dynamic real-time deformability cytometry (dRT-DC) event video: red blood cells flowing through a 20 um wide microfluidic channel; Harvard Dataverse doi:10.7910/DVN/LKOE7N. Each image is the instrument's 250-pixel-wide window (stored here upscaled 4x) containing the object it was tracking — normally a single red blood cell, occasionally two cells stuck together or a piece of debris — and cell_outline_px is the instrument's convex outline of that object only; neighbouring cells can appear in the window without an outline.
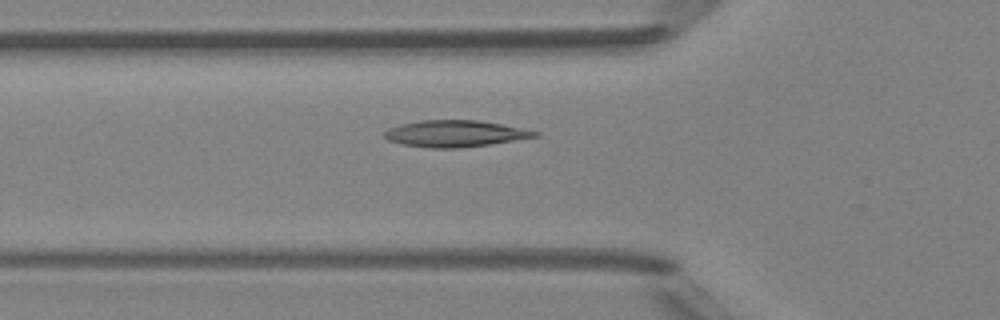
{"species": "Egyptian fruit bat (a non-hibernating species)", "species_latin": "Rousettus aegyptiacus", "temperature_condition": "room temperature", "stored_images_in_passage": 33, "camera_frame_rate_fps": 3000, "um_per_image_px": 0.085, "animal": {"sex": "female"}, "frame": {"image": 1, "passage_image": 2, "time_ms": 0.333, "image_size_px": [1000, 320], "cell_outline_px": [[540, 136], [488, 144], [456, 148], [432, 148], [404, 144], [388, 140], [384, 136], [384, 132], [388, 128], [400, 124], [420, 120], [476, 120], [500, 124], [540, 132]], "centroid_in_image_um": [38.65, 11.35], "position_along_channel_um": 87.1, "area_um2": 22.95}}
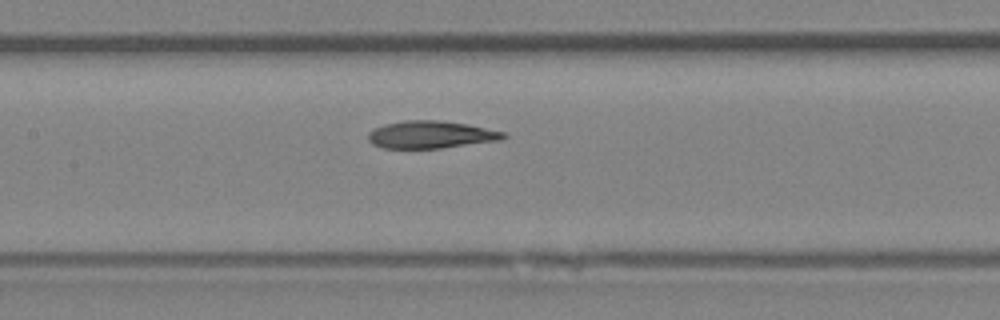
{"frame": {"image": 2, "passage_image": 8, "time_ms": 2.333, "image_size_px": [1000, 320], "cell_outline_px": [[508, 136], [504, 140], [440, 148], [384, 148], [372, 144], [368, 140], [368, 132], [384, 124], [404, 120], [440, 120], [468, 124], [504, 132]], "centroid_in_image_um": [36.65, 11.44], "position_along_channel_um": 170.8, "area_um2": 21.73}}
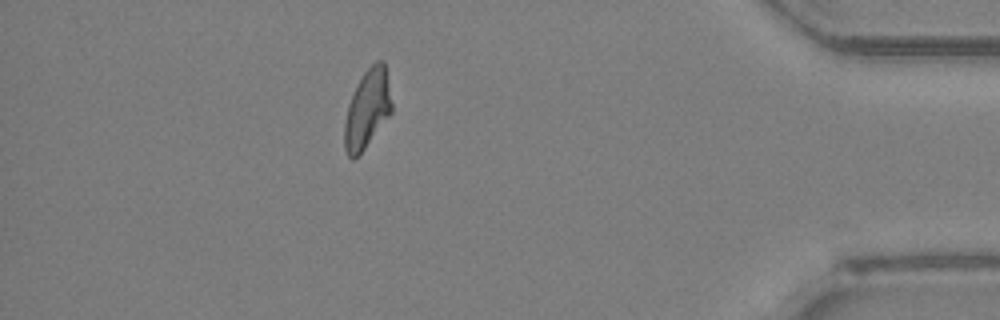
{"frame": {"image": 3, "passage_image": 28, "time_ms": 9.0, "image_size_px": [1000, 320], "cell_outline_px": [[392, 112], [364, 148], [352, 160], [348, 156], [344, 148], [344, 124], [348, 104], [364, 72], [376, 60], [384, 60], [392, 104]], "centroid_in_image_um": [31.22, 9.26], "position_along_channel_um": 404.0, "area_um2": 21.21}}